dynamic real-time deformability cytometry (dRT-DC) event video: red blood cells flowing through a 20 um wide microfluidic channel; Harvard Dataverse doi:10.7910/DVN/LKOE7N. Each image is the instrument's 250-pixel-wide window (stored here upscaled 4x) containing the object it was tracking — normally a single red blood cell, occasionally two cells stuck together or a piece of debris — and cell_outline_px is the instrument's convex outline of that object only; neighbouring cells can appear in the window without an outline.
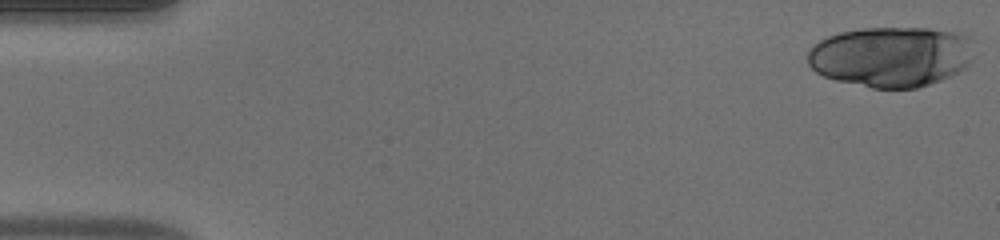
{"species": "human", "species_latin": "Homo sapiens", "temperature_condition": "warm", "stored_images_in_passage": 29, "camera_frame_rate_fps": 3000, "um_per_image_px": 0.085, "donor": {"sex": "male"}, "frame": {"image": 1, "passage_image": 1, "time_ms": 0.0, "image_size_px": [1000, 240], "cell_outline_px": [[976, 40], [972, 60], [960, 72], [940, 80], [916, 88], [872, 88], [836, 80], [824, 76], [816, 72], [808, 64], [808, 52], [820, 40], [828, 36], [840, 32], [864, 28], [928, 28], [952, 32], [972, 36]], "centroid_in_image_um": [75.81, 4.8], "position_along_channel_um": 9.2, "area_um2": 59.01}}
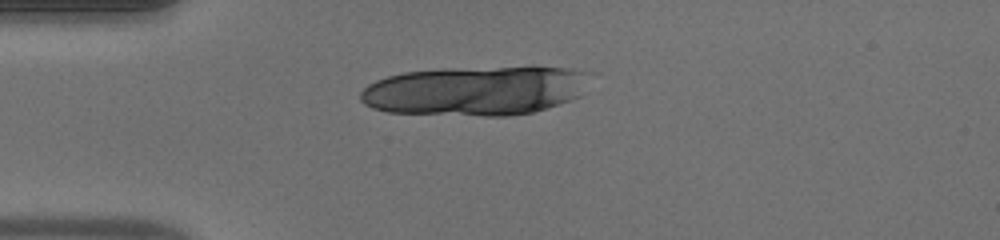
{"frame": {"image": 2, "passage_image": 13, "time_ms": 4.0, "image_size_px": [1000, 240], "cell_outline_px": [[580, 96], [532, 112], [508, 116], [484, 116], [388, 112], [372, 108], [364, 104], [360, 100], [360, 92], [368, 84], [376, 80], [388, 76], [404, 72], [440, 68], [572, 68], [580, 72]], "centroid_in_image_um": [40.19, 7.73], "position_along_channel_um": 44.8, "area_um2": 64.56}}
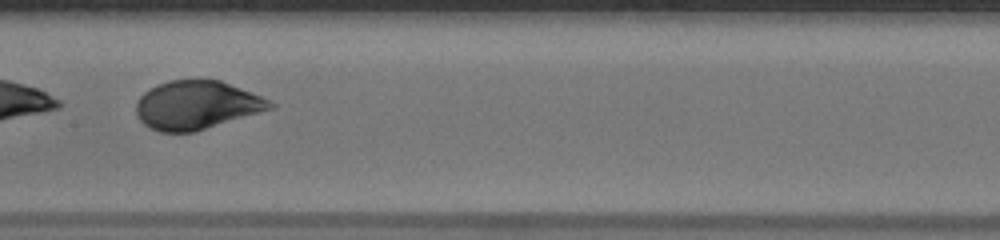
{"frame": {"image": 3, "passage_image": 26, "time_ms": 8.333, "image_size_px": [1000, 240], "cell_outline_px": [[276, 108], [192, 132], [160, 132], [148, 128], [136, 116], [136, 104], [140, 96], [144, 92], [156, 84], [168, 80], [220, 80], [260, 96], [276, 104]], "centroid_in_image_um": [16.69, 8.94], "position_along_channel_um": 190.7, "area_um2": 37.8}}